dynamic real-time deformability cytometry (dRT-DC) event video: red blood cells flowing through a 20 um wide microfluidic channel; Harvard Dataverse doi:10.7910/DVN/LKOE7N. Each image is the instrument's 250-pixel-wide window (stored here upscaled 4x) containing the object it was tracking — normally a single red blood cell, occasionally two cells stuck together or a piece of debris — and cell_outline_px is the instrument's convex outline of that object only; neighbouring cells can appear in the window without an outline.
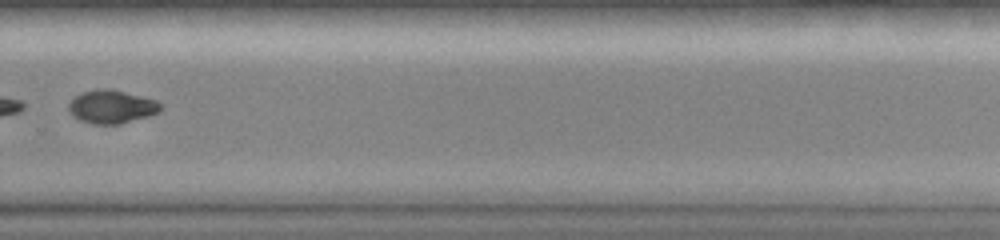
{"species": "common noctule bat (a hibernating species)", "species_latin": "Nyctalus noctula", "temperature_condition": "room temperature", "stored_images_in_passage": 29, "camera_frame_rate_fps": 3000, "um_per_image_px": 0.085, "animal": {"sex": "female", "body_mass_g": 19.0, "forearm_length_mm": 51.5}, "frame": {"image": 1, "passage_image": 21, "time_ms": 10.667, "image_size_px": [1000, 240], "cell_outline_px": [[160, 112], [148, 116], [120, 124], [92, 124], [80, 120], [72, 116], [68, 112], [68, 104], [76, 96], [84, 92], [100, 88], [108, 88], [156, 100], [160, 104]], "centroid_in_image_um": [9.46, 9.08], "position_along_channel_um": 320.3, "area_um2": 17.69}}